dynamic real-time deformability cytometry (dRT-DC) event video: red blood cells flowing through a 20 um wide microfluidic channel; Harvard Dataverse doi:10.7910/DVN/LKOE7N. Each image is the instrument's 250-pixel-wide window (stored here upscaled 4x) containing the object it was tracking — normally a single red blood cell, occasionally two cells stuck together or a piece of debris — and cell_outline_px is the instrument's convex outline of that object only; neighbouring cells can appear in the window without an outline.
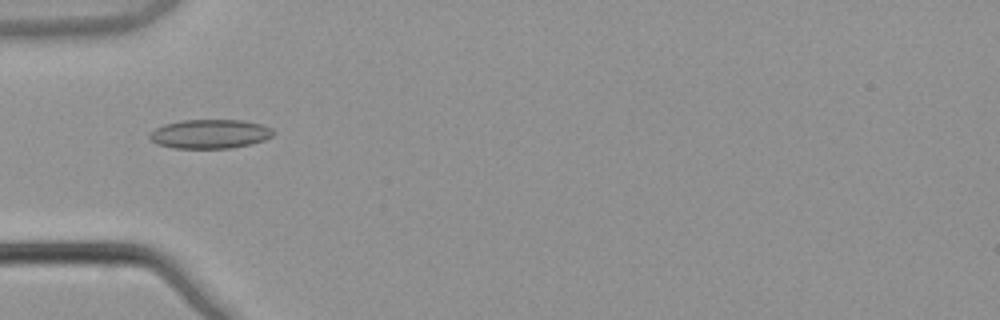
{"species": "common noctule bat (a hibernating species)", "species_latin": "Nyctalus noctula", "temperature_condition": "warm", "stored_images_in_passage": 7, "camera_frame_rate_fps": 3000, "um_per_image_px": 0.085, "animal": {"sex": "male", "body_mass_g": 21.5, "forearm_length_mm": 52.0}, "frame": {"image": 1, "passage_image": 5, "time_ms": 1.333, "image_size_px": [1000, 320], "cell_outline_px": [[276, 132], [272, 136], [264, 140], [252, 144], [232, 148], [172, 148], [156, 144], [148, 136], [148, 132], [164, 124], [180, 120], [244, 120], [260, 124], [272, 128]], "centroid_in_image_um": [17.84, 11.38], "position_along_channel_um": 67.2, "area_um2": 21.21}}
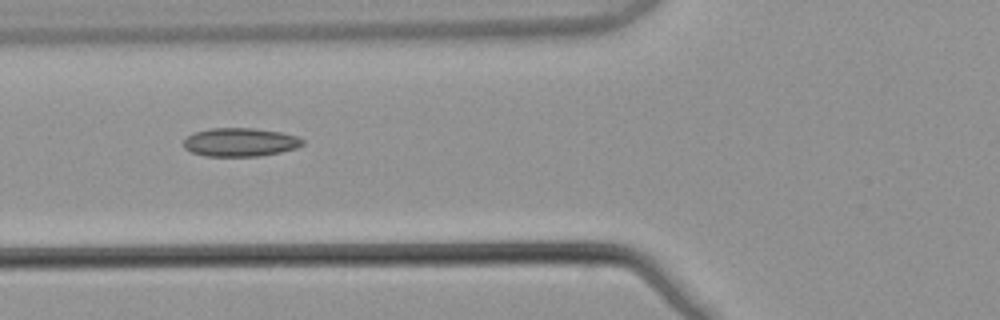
{"frame": {"image": 2, "passage_image": 6, "time_ms": 1.667, "image_size_px": [1000, 320], "cell_outline_px": [[304, 144], [296, 148], [280, 152], [260, 156], [204, 156], [192, 152], [184, 148], [184, 140], [188, 136], [196, 132], [212, 128], [256, 128], [280, 132], [296, 136], [304, 140]], "centroid_in_image_um": [20.43, 12.09], "position_along_channel_um": 105.4, "area_um2": 19.71}}
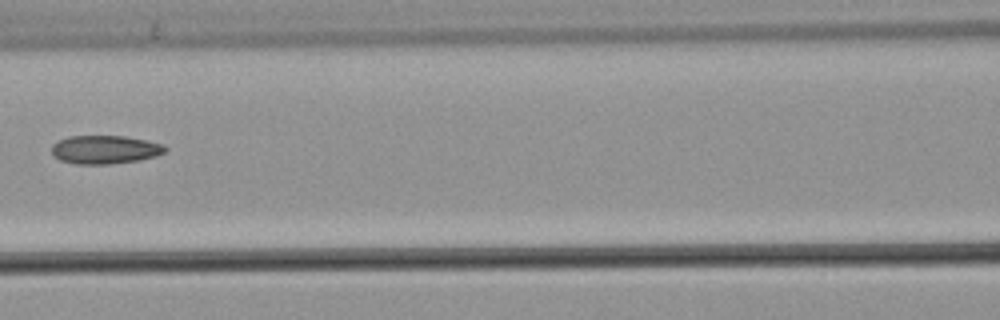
{"frame": {"image": 3, "passage_image": 7, "time_ms": 2.0, "image_size_px": [1000, 320], "cell_outline_px": [[168, 148], [164, 152], [156, 156], [136, 160], [108, 164], [76, 164], [60, 160], [52, 152], [52, 144], [68, 136], [124, 136], [164, 144]], "centroid_in_image_um": [8.92, 12.71], "position_along_channel_um": 157.7, "area_um2": 18.61}}